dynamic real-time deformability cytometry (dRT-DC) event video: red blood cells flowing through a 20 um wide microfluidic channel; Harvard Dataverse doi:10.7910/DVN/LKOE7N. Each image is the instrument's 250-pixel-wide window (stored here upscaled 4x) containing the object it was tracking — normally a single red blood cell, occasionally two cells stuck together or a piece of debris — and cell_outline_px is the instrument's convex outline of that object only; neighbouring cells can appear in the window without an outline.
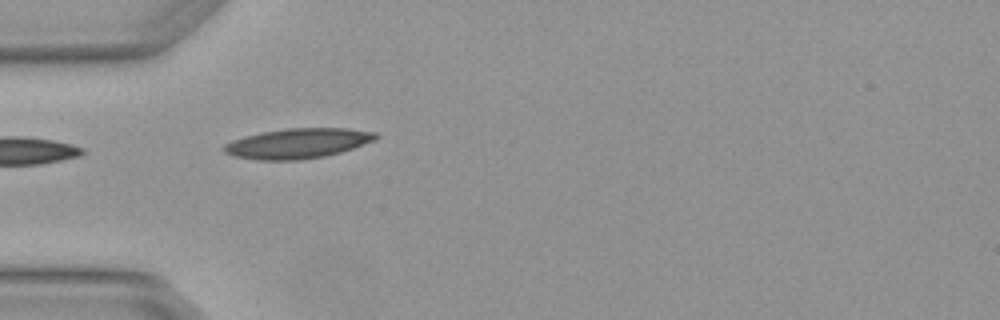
{"species": "Egyptian fruit bat (a non-hibernating species)", "species_latin": "Rousettus aegyptiacus", "temperature_condition": "warm", "stored_images_in_passage": 5, "camera_frame_rate_fps": 3000, "um_per_image_px": 0.085, "animal": {"sex": "female"}, "frame": {"image": 1, "passage_image": 4, "time_ms": 1.0, "image_size_px": [1000, 320], "cell_outline_px": [[380, 136], [376, 140], [340, 152], [324, 156], [300, 160], [256, 160], [232, 156], [224, 152], [220, 148], [224, 144], [232, 140], [244, 136], [260, 132], [288, 128], [348, 128], [376, 132]], "centroid_in_image_um": [25.27, 12.18], "position_along_channel_um": 59.7, "area_um2": 26.82}}
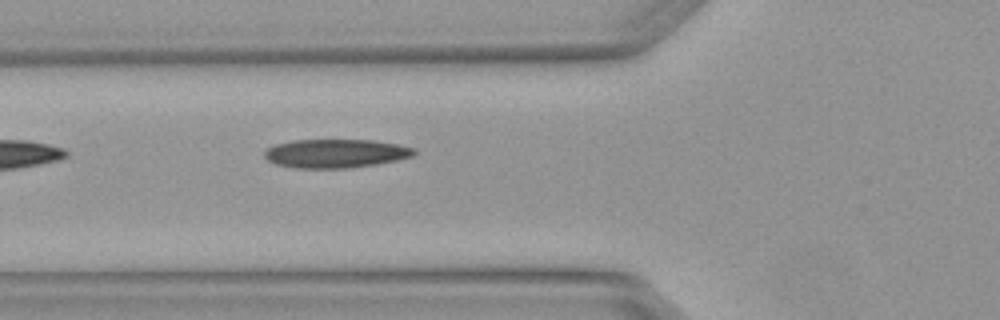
{"frame": {"image": 2, "passage_image": 5, "time_ms": 1.333, "image_size_px": [1000, 320], "cell_outline_px": [[416, 152], [412, 156], [396, 160], [376, 164], [352, 168], [296, 168], [276, 164], [268, 160], [264, 156], [264, 152], [272, 144], [292, 140], [372, 140], [396, 144], [416, 148]], "centroid_in_image_um": [28.5, 13.04], "position_along_channel_um": 97.3, "area_um2": 25.09}}